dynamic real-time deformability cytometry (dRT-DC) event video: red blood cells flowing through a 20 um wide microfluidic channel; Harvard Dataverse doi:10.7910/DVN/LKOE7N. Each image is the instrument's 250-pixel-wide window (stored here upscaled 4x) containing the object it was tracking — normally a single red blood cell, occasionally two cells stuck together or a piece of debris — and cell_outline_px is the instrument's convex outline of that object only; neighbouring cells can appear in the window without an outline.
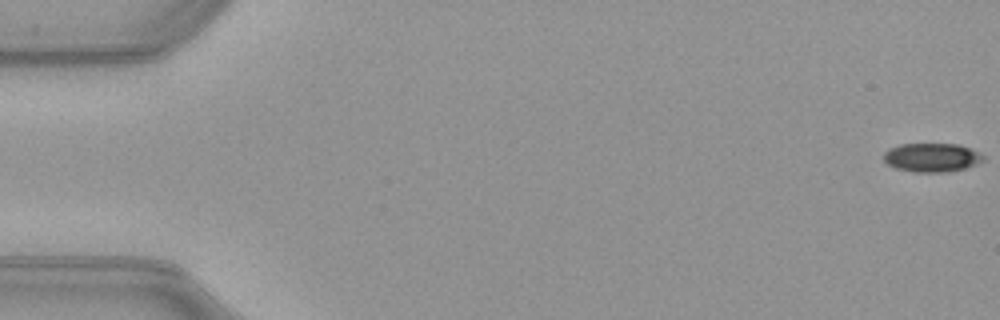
{"species": "common noctule bat (a hibernating species)", "species_latin": "Nyctalus noctula", "temperature_condition": "warm", "stored_images_in_passage": 52, "camera_frame_rate_fps": 3000, "um_per_image_px": 0.085, "animal": {"sex": "female", "body_mass_g": 21.9}, "frame": {"image": 1, "passage_image": 1, "time_ms": 0.0, "image_size_px": [1000, 320], "cell_outline_px": [[984, 160], [976, 164], [964, 168], [948, 172], [916, 172], [896, 168], [888, 164], [884, 160], [884, 152], [888, 148], [900, 144], [956, 144], [968, 148], [984, 156]], "centroid_in_image_um": [79.17, 13.39], "position_along_channel_um": 5.8, "area_um2": 16.53}}
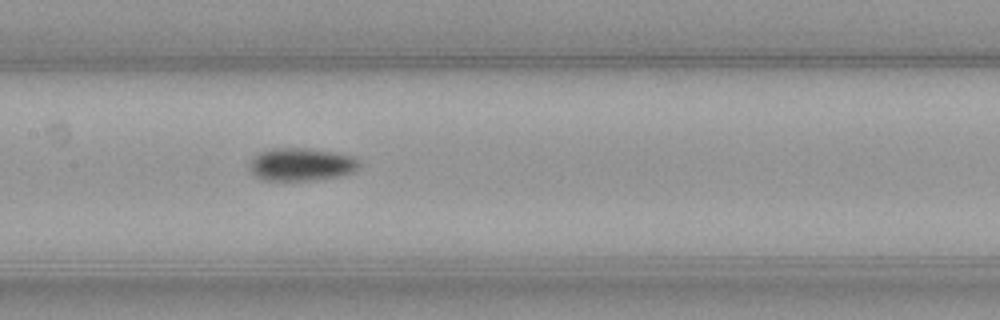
{"frame": {"image": 2, "passage_image": 26, "time_ms": 8.333, "image_size_px": [1000, 320], "cell_outline_px": [[360, 168], [356, 172], [340, 176], [316, 180], [264, 180], [256, 176], [252, 172], [252, 160], [260, 152], [272, 148], [304, 148], [332, 152], [356, 156], [360, 160]], "centroid_in_image_um": [25.72, 13.98], "position_along_channel_um": 181.7, "area_um2": 20.98}}
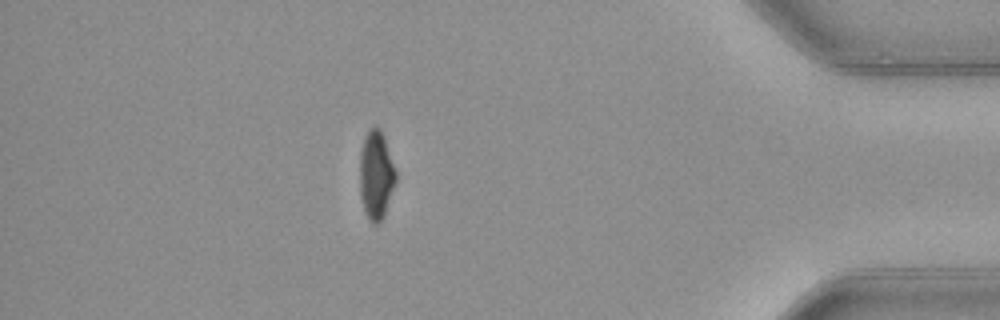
{"frame": {"image": 3, "passage_image": 46, "time_ms": 15.0, "image_size_px": [1000, 320], "cell_outline_px": [[396, 180], [384, 216], [376, 224], [372, 224], [368, 220], [360, 196], [360, 152], [364, 140], [368, 132], [376, 124], [380, 128], [384, 136], [396, 168]], "centroid_in_image_um": [31.98, 14.87], "position_along_channel_um": 403.2, "area_um2": 18.61}, "authors_computed_cell_mechanics": {"area_um2": 19.0162, "velocity_mm_per_s": 4.014, "shape_relaxation_time_tau1_ms": 4.4876, "shape_relaxation_time_tau2_ms": 11.0043, "deformation_change_tau1": 0.1259, "deformation_change_tau2": 0.1374}}